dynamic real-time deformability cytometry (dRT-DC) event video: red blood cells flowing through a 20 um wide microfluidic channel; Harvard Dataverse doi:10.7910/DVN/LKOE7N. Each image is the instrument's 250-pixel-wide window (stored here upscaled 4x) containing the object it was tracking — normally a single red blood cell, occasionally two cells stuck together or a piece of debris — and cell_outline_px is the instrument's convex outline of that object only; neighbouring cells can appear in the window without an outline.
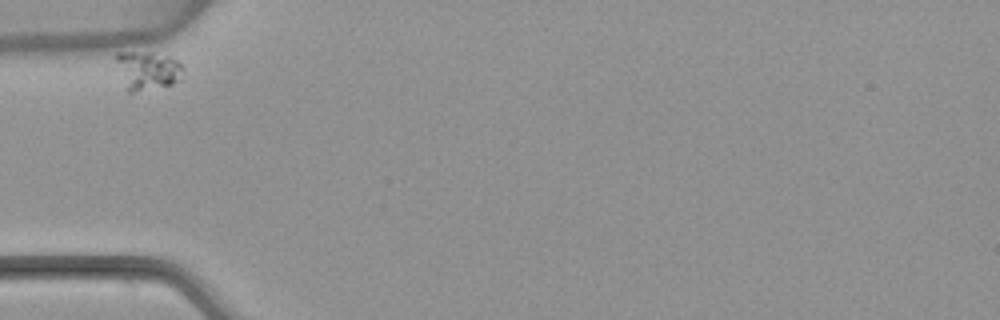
{"species": "common noctule bat (a hibernating species)", "species_latin": "Nyctalus noctula", "temperature_condition": "warm", "stored_images_in_passage": 3, "camera_frame_rate_fps": 3000, "um_per_image_px": 0.085, "animal": {"sex": "female", "body_mass_g": 22.7, "forearm_length_mm": 54.2}, "frame": {"image": 1, "passage_image": 1, "time_ms": 0.0, "image_size_px": [1000, 320], "cell_outline_px": [[184, 68], [176, 80], [172, 84], [132, 92], [128, 92], [124, 88], [116, 60], [116, 52], [148, 52], [176, 60]], "centroid_in_image_um": [12.46, 5.99], "position_along_channel_um": 72.5, "area_um2": 14.57}}
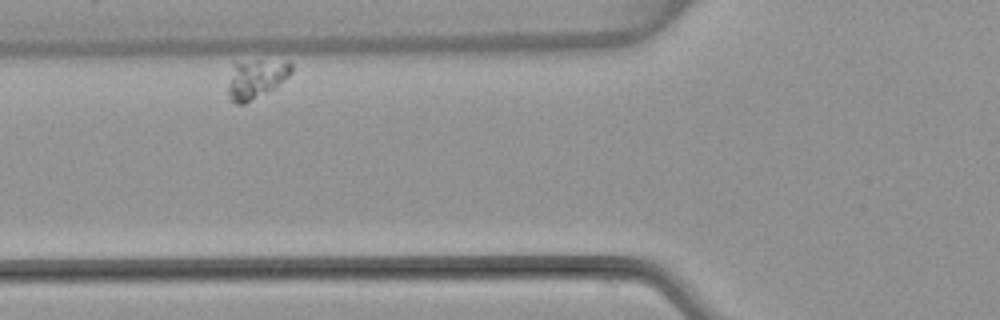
{"frame": {"image": 2, "passage_image": 2, "time_ms": 1.333, "image_size_px": [1000, 320], "cell_outline_px": [[292, 72], [276, 88], [244, 104], [236, 104], [228, 96], [228, 84], [232, 64], [256, 60], [288, 60], [292, 64]], "centroid_in_image_um": [21.78, 6.69], "position_along_channel_um": 104.0, "area_um2": 14.68}}